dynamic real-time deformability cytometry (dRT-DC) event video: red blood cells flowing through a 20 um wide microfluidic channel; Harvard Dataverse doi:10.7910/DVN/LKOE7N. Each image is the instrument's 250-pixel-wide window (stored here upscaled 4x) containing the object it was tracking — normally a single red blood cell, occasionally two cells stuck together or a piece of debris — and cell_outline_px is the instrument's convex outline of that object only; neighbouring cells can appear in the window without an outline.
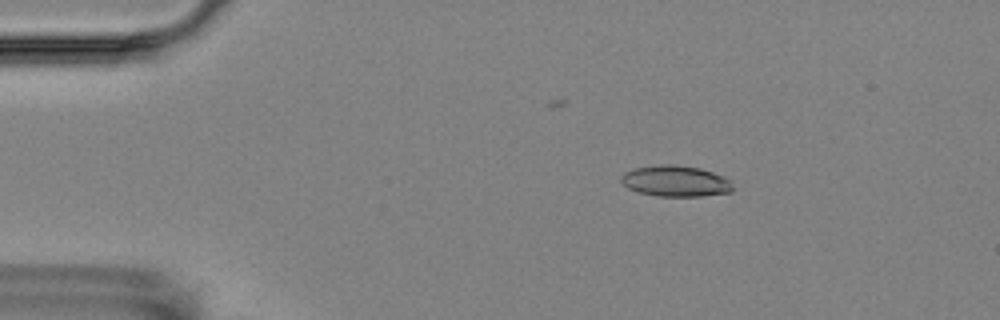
{"species": "Egyptian fruit bat (a non-hibernating species)", "species_latin": "Rousettus aegyptiacus", "temperature_condition": "room temperature", "stored_images_in_passage": 4, "camera_frame_rate_fps": 3000, "um_per_image_px": 0.085, "animal": {"sex": "female"}, "frame": {"image": 1, "passage_image": 2, "time_ms": 1.333, "image_size_px": [1000, 320], "cell_outline_px": [[732, 192], [700, 196], [656, 196], [636, 192], [628, 188], [620, 180], [620, 176], [624, 172], [632, 168], [660, 164], [672, 164], [700, 168], [724, 176], [732, 180]], "centroid_in_image_um": [57.4, 15.39], "position_along_channel_um": 27.6, "area_um2": 20.46}}